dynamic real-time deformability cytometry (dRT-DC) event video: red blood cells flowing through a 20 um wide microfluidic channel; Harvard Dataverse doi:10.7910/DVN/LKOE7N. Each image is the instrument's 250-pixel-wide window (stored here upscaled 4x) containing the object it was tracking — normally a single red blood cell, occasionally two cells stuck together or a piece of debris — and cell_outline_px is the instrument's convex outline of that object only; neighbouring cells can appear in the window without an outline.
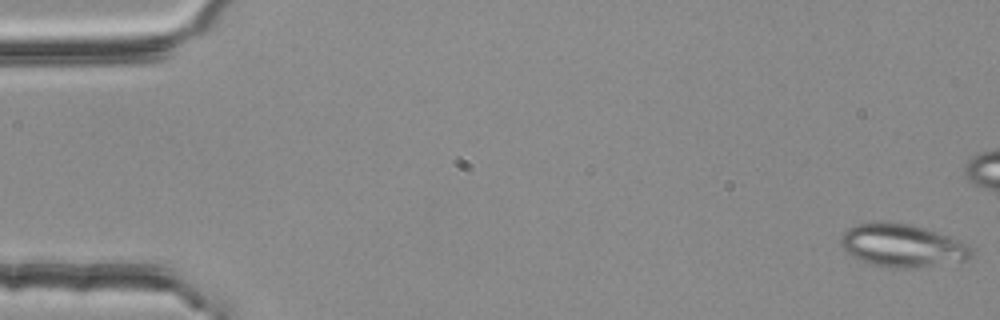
{"species": "common noctule bat (a hibernating species)", "species_latin": "Nyctalus noctula", "temperature_condition": "room temperature", "stored_images_in_passage": 54, "segment_of_instrument_passage": [1, 2], "camera_frame_rate_fps": 3000, "um_per_image_px": 0.085, "animal": {"sex": "female", "body_mass_g": 25.1}, "frame": {"image": 1, "passage_image": 1, "time_ms": 0.0, "image_size_px": [1000, 320], "cell_outline_px": [[972, 256], [968, 260], [908, 268], [892, 268], [868, 264], [844, 252], [840, 244], [840, 240], [844, 232], [848, 228], [856, 224], [880, 220], [888, 220], [912, 224], [952, 236], [968, 244], [972, 248]], "centroid_in_image_um": [76.67, 20.84], "position_along_channel_um": 8.3, "area_um2": 33.35}}